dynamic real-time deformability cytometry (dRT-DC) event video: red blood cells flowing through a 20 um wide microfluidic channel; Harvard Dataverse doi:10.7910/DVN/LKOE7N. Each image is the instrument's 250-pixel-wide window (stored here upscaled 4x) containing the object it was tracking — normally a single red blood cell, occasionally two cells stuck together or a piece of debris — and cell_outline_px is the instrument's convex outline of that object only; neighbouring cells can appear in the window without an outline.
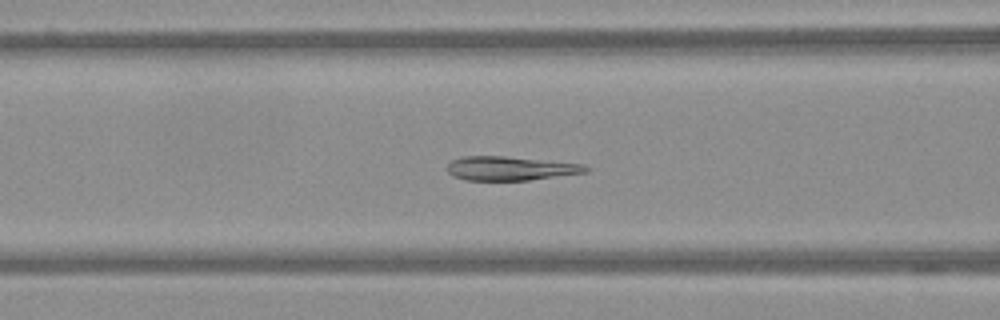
{"species": "Egyptian fruit bat (a non-hibernating species)", "species_latin": "Rousettus aegyptiacus", "temperature_condition": "warm", "stored_images_in_passage": 46, "camera_frame_rate_fps": 3000, "um_per_image_px": 0.085, "frame": {"image": 1, "passage_image": 12, "time_ms": 3.667, "image_size_px": [1000, 320], "cell_outline_px": [[592, 168], [588, 172], [528, 180], [464, 180], [452, 176], [444, 168], [452, 160], [464, 156], [504, 156], [584, 164]], "centroid_in_image_um": [43.37, 14.31], "position_along_channel_um": 123.2, "area_um2": 19.48}}
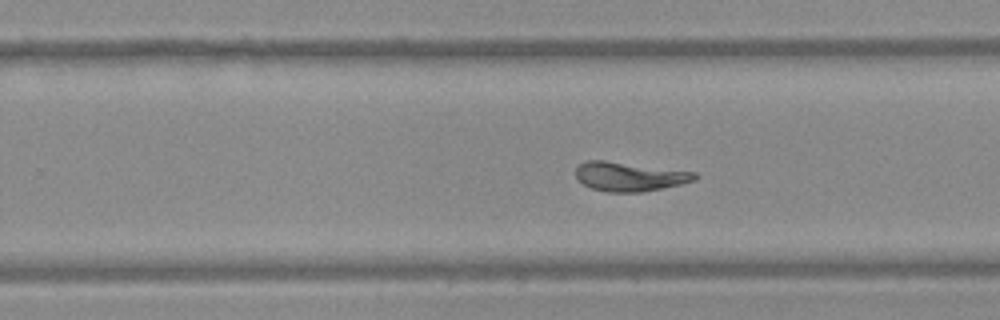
{"frame": {"image": 2, "passage_image": 25, "time_ms": 8.0, "image_size_px": [1000, 320], "cell_outline_px": [[696, 180], [680, 184], [640, 192], [604, 192], [592, 188], [576, 180], [576, 168], [580, 164], [588, 160], [604, 160], [696, 172]], "centroid_in_image_um": [53.46, 15.0], "position_along_channel_um": 276.3, "area_um2": 20.06}}
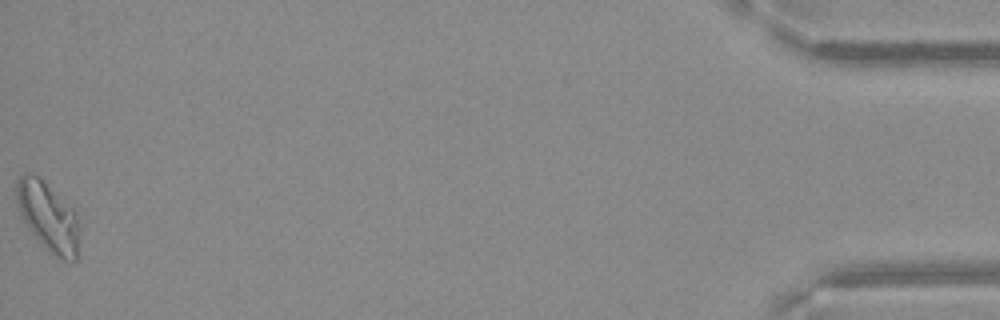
{"frame": {"image": 3, "passage_image": 46, "time_ms": 15.0, "image_size_px": [1000, 320], "cell_outline_px": [[80, 228], [76, 260], [72, 264], [52, 256], [44, 248], [28, 228], [20, 212], [16, 200], [16, 180], [24, 172], [28, 172], [36, 176], [76, 208]], "centroid_in_image_um": [4.14, 18.47], "position_along_channel_um": 431.1, "area_um2": 25.95}}